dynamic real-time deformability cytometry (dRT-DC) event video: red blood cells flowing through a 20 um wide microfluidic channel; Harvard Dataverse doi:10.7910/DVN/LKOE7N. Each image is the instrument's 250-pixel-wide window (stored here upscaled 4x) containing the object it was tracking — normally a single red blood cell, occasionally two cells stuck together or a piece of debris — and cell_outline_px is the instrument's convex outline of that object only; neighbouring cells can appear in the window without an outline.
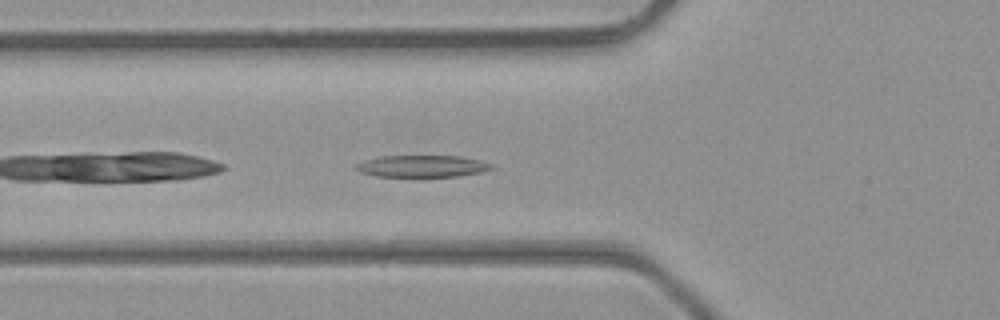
{"species": "common noctule bat (a hibernating species)", "species_latin": "Nyctalus noctula", "temperature_condition": "room temperature", "stored_images_in_passage": 24, "camera_frame_rate_fps": 3000, "um_per_image_px": 0.085, "animal": {"sex": "male", "body_mass_g": 23.1, "forearm_length_mm": 52.7}, "frame": {"image": 1, "passage_image": 3, "time_ms": 0.667, "image_size_px": [1000, 320], "cell_outline_px": [[492, 168], [480, 172], [456, 176], [424, 180], [420, 180], [376, 176], [360, 172], [356, 168], [356, 164], [364, 160], [380, 156], [460, 156], [480, 160], [492, 164]], "centroid_in_image_um": [35.84, 14.18], "position_along_channel_um": 90.0, "area_um2": 18.21}}
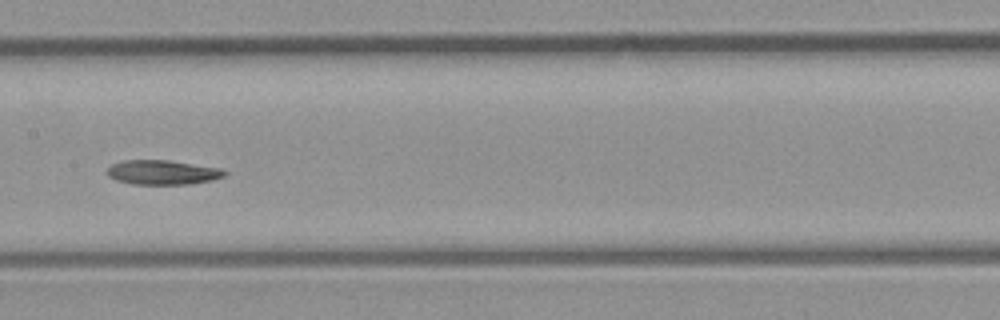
{"frame": {"image": 2, "passage_image": 10, "time_ms": 3.0, "image_size_px": [1000, 320], "cell_outline_px": [[228, 172], [224, 176], [212, 180], [188, 184], [132, 184], [116, 180], [108, 176], [108, 168], [112, 164], [124, 160], [168, 160], [220, 168]], "centroid_in_image_um": [13.82, 14.65], "position_along_channel_um": 193.6, "area_um2": 16.65}}
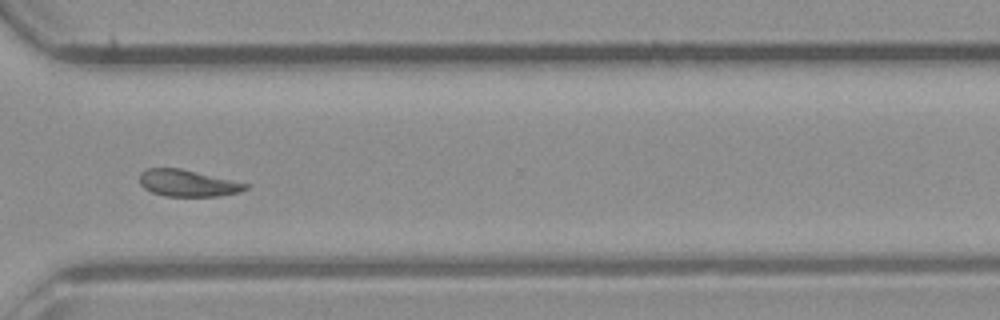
{"frame": {"image": 3, "passage_image": 21, "time_ms": 6.667, "image_size_px": [1000, 320], "cell_outline_px": [[252, 184], [248, 188], [240, 192], [220, 196], [164, 196], [152, 192], [144, 188], [140, 184], [140, 172], [148, 168], [180, 168]], "centroid_in_image_um": [15.99, 15.57], "position_along_channel_um": 354.6, "area_um2": 16.65}}